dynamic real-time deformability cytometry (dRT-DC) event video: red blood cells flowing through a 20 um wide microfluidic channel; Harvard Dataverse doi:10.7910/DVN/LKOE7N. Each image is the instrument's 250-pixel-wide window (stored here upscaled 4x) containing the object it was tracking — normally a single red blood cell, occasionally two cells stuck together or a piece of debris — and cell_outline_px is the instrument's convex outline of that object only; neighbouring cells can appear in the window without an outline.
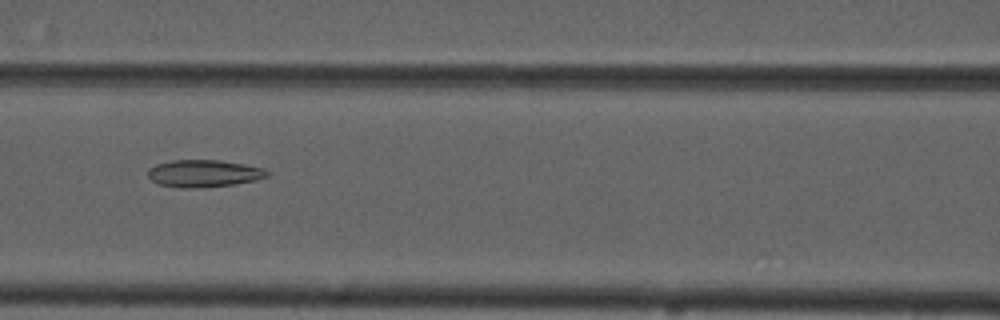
{"species": "common noctule bat (a hibernating species)", "species_latin": "Nyctalus noctula", "temperature_condition": "cold", "stored_images_in_passage": 9, "camera_frame_rate_fps": 3000, "um_per_image_px": 0.085, "animal": {"sex": "male", "forearm_length_mm": 52.5}, "frame": {"image": 1, "passage_image": 7, "time_ms": 6.667, "image_size_px": [1000, 320], "cell_outline_px": [[272, 172], [268, 176], [256, 180], [236, 184], [204, 188], [180, 188], [160, 184], [152, 180], [148, 176], [148, 168], [156, 164], [172, 160], [220, 160], [244, 164], [264, 168]], "centroid_in_image_um": [17.36, 14.74], "position_along_channel_um": 149.2, "area_um2": 19.19}}
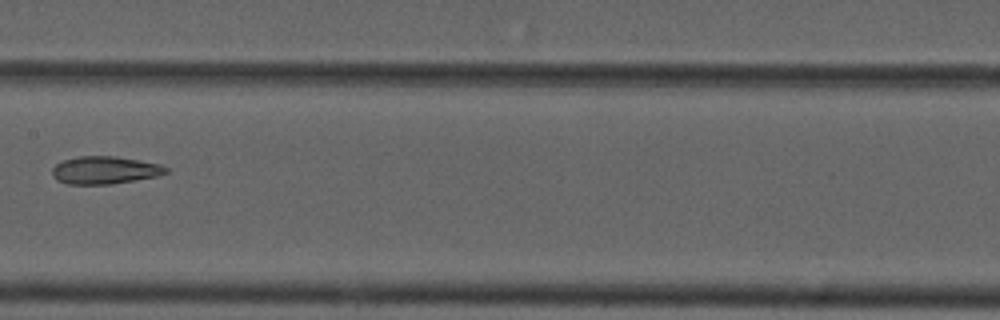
{"frame": {"image": 2, "passage_image": 8, "time_ms": 8.0, "image_size_px": [1000, 320], "cell_outline_px": [[168, 172], [156, 176], [136, 180], [112, 184], [68, 184], [56, 180], [52, 176], [52, 168], [56, 164], [64, 160], [80, 156], [116, 156], [160, 164], [168, 168]], "centroid_in_image_um": [8.89, 14.46], "position_along_channel_um": 198.5, "area_um2": 18.32}}
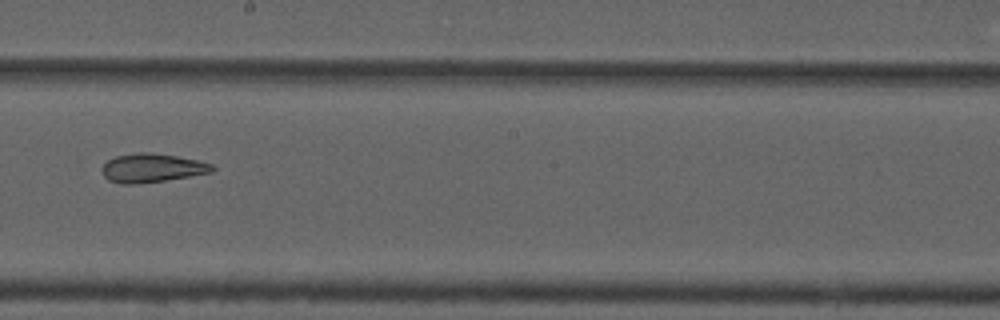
{"frame": {"image": 3, "passage_image": 9, "time_ms": 9.0, "image_size_px": [1000, 320], "cell_outline_px": [[216, 168], [212, 172], [164, 180], [136, 184], [124, 184], [108, 180], [104, 176], [100, 168], [108, 160], [116, 156], [140, 152], [148, 152], [176, 156], [196, 160], [212, 164]], "centroid_in_image_um": [12.89, 14.27], "position_along_channel_um": 235.3, "area_um2": 18.26}}